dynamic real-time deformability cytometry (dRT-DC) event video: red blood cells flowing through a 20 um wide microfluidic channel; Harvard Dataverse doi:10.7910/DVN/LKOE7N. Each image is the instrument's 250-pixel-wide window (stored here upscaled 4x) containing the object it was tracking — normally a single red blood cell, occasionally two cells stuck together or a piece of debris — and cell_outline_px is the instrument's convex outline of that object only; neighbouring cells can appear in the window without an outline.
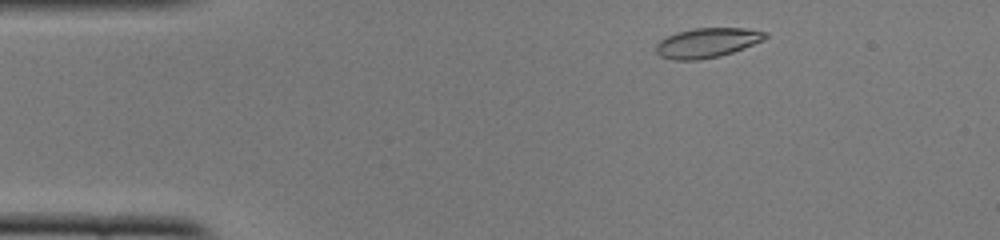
{"species": "common noctule bat (a hibernating species)", "species_latin": "Nyctalus noctula", "temperature_condition": "cold", "stored_images_in_passage": 46, "camera_frame_rate_fps": 3000, "um_per_image_px": 0.085, "animal": {"sex": "female", "body_mass_g": 22.0, "forearm_length_mm": 56.7}, "frame": {"image": 1, "passage_image": 3, "time_ms": 0.667, "image_size_px": [1000, 240], "cell_outline_px": [[768, 36], [764, 40], [732, 52], [720, 56], [696, 60], [672, 60], [660, 56], [656, 52], [656, 44], [660, 40], [676, 32], [696, 28], [744, 28], [768, 32]], "centroid_in_image_um": [60.1, 3.63], "position_along_channel_um": 24.9, "area_um2": 18.84}}
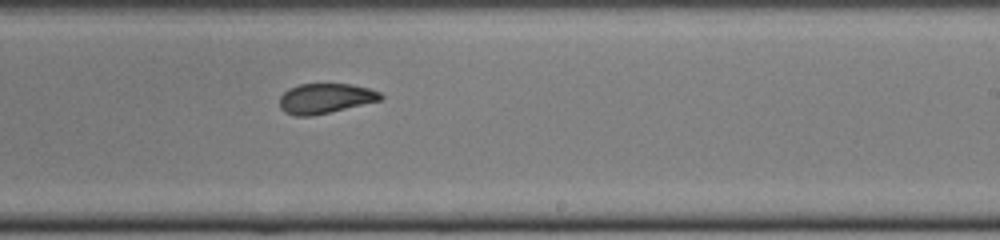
{"frame": {"image": 2, "passage_image": 26, "time_ms": 8.333, "image_size_px": [1000, 240], "cell_outline_px": [[384, 96], [380, 100], [312, 116], [296, 116], [284, 112], [280, 108], [280, 96], [288, 88], [300, 84], [352, 84], [368, 88], [380, 92]], "centroid_in_image_um": [27.62, 8.36], "position_along_channel_um": 261.4, "area_um2": 17.57}}
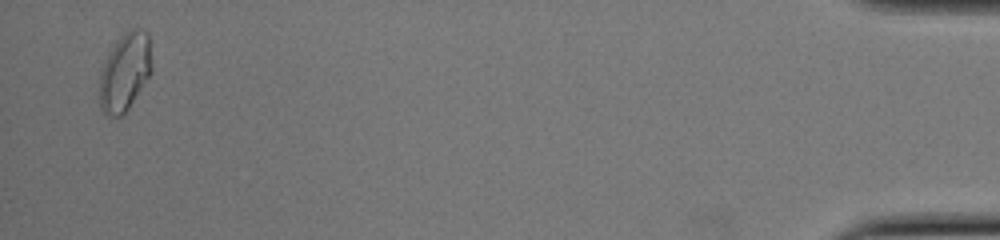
{"frame": {"image": 3, "passage_image": 45, "time_ms": 14.667, "image_size_px": [1000, 240], "cell_outline_px": [[152, 72], [128, 108], [120, 116], [108, 116], [100, 108], [100, 76], [104, 64], [116, 40], [124, 32], [132, 28], [140, 28], [148, 32], [152, 64]], "centroid_in_image_um": [10.64, 6.08], "position_along_channel_um": 424.6, "area_um2": 23.52}, "authors_computed_cell_mechanics": {"area_um2": 18.7272, "velocity_mm_per_s": 3.9101, "shape_relaxation_time_tau1_ms": 4.5028, "shape_relaxation_time_tau2_ms": 1.2933, "deformation_change_tau1": 0.1505, "deformation_change_tau2": 0.072}}